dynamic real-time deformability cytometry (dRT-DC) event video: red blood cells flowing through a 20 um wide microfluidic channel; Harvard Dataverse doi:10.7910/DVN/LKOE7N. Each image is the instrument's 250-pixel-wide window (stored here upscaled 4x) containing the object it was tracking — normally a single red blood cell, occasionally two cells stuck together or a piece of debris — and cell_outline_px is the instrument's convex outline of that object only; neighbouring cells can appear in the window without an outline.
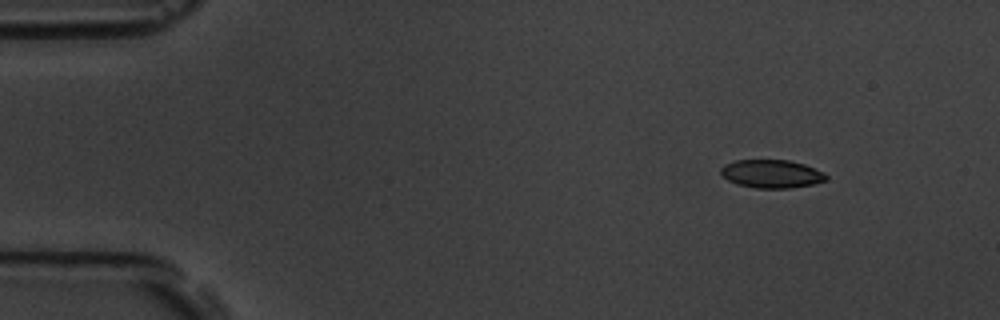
{"species": "common noctule bat (a hibernating species)", "species_latin": "Nyctalus noctula", "temperature_condition": "room temperature", "stored_images_in_passage": 4, "camera_frame_rate_fps": 3000, "um_per_image_px": 0.085, "animal": {"sex": "male", "body_mass_g": 19.5, "forearm_length_mm": 54.6}, "frame": {"image": 1, "passage_image": 1, "time_ms": 0.0, "image_size_px": [1000, 320], "cell_outline_px": [[828, 180], [812, 184], [792, 188], [756, 188], [736, 184], [728, 180], [720, 172], [720, 168], [724, 164], [736, 160], [788, 160], [804, 164], [824, 172], [828, 176]], "centroid_in_image_um": [65.59, 14.78], "position_along_channel_um": 19.4, "area_um2": 17.4}}
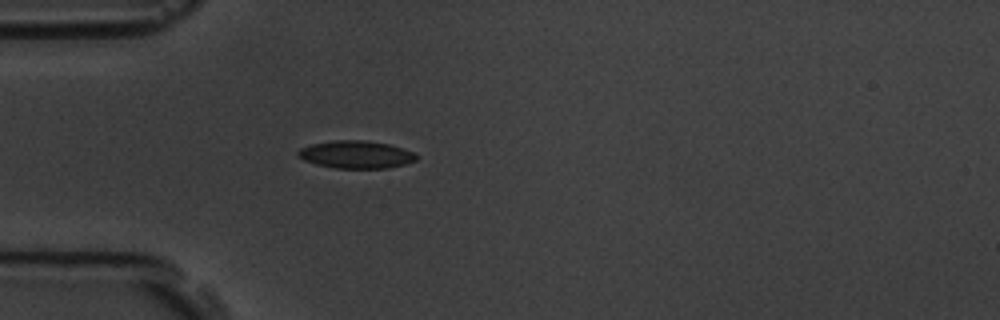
{"frame": {"image": 2, "passage_image": 4, "time_ms": 3.333, "image_size_px": [1000, 320], "cell_outline_px": [[416, 160], [404, 164], [388, 168], [336, 168], [316, 164], [304, 160], [296, 156], [296, 152], [300, 148], [312, 144], [332, 140], [364, 140], [388, 144], [412, 152], [416, 156]], "centroid_in_image_um": [30.2, 13.13], "position_along_channel_um": 54.8, "area_um2": 18.9}}